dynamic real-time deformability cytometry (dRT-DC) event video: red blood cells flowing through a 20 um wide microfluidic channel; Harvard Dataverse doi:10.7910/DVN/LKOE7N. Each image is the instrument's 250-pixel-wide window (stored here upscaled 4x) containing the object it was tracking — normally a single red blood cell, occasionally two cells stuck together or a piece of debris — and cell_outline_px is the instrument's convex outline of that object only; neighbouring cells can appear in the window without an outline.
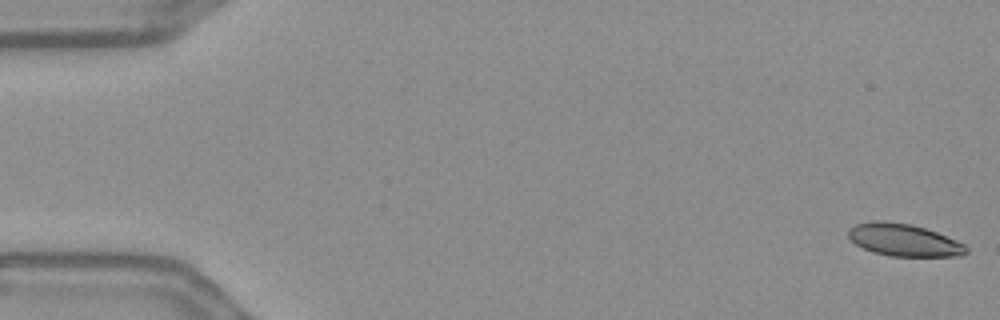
{"species": "Egyptian fruit bat (a non-hibernating species)", "species_latin": "Rousettus aegyptiacus", "temperature_condition": "warm", "stored_images_in_passage": 56, "camera_frame_rate_fps": 3000, "um_per_image_px": 0.085, "frame": {"image": 1, "passage_image": 1, "time_ms": 0.0, "image_size_px": [1000, 320], "cell_outline_px": [[968, 252], [964, 256], [888, 256], [872, 252], [856, 244], [848, 236], [848, 228], [856, 224], [876, 220], [884, 220], [912, 224], [936, 232], [956, 240], [964, 244], [968, 248]], "centroid_in_image_um": [76.83, 20.4], "position_along_channel_um": 8.2, "area_um2": 22.31}}
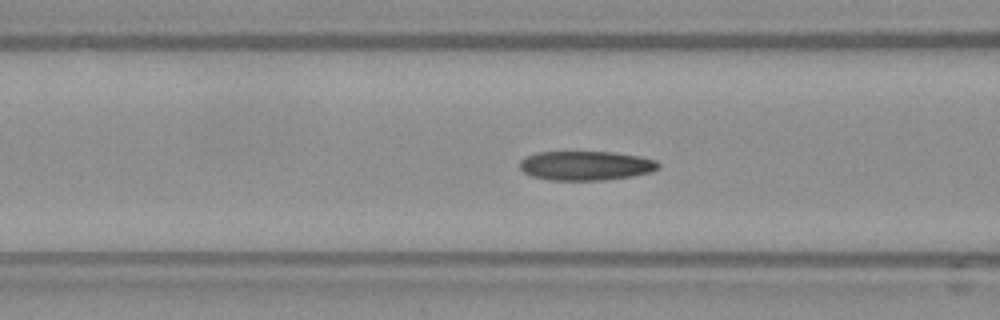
{"frame": {"image": 2, "passage_image": 22, "time_ms": 7.0, "image_size_px": [1000, 320], "cell_outline_px": [[660, 168], [652, 172], [632, 176], [604, 180], [552, 180], [532, 176], [524, 172], [520, 168], [520, 160], [524, 156], [536, 152], [616, 152], [640, 156], [656, 160], [660, 164]], "centroid_in_image_um": [49.82, 14.07], "position_along_channel_um": 116.8, "area_um2": 23.87}}
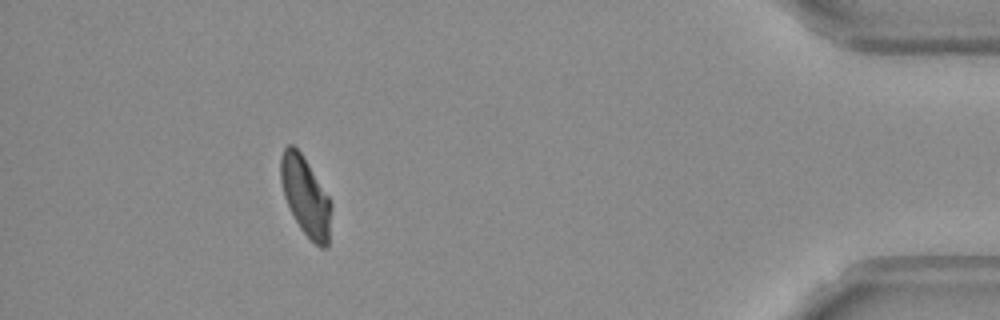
{"frame": {"image": 3, "passage_image": 51, "time_ms": 16.667, "image_size_px": [1000, 320], "cell_outline_px": [[332, 208], [328, 244], [324, 248], [320, 248], [300, 228], [284, 196], [280, 180], [280, 156], [284, 148], [288, 144], [292, 144], [300, 152], [328, 196], [332, 204]], "centroid_in_image_um": [25.96, 16.68], "position_along_channel_um": 409.2, "area_um2": 22.83}, "authors_computed_cell_mechanics": {"area_um2": 23.8136, "velocity_mm_per_s": 3.6109, "shape_relaxation_time_tau1_ms": 6.8302, "shape_relaxation_time_tau2_ms": 3.4144, "deformation_change_tau1": 0.1713, "deformation_change_tau2": 0.0864}}